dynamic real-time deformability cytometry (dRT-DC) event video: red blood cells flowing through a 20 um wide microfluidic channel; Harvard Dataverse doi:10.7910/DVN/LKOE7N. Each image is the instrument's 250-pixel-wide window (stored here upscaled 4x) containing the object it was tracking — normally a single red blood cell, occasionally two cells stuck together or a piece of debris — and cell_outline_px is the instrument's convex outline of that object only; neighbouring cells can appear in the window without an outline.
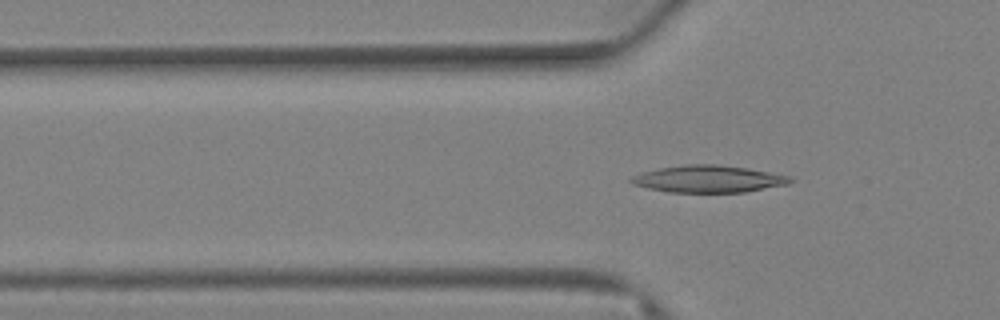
{"species": "Egyptian fruit bat (a non-hibernating species)", "species_latin": "Rousettus aegyptiacus", "temperature_condition": "warm", "stored_images_in_passage": 80, "camera_frame_rate_fps": 3000, "um_per_image_px": 0.085, "animal": {"sex": "female"}, "frame": {"image": 1, "passage_image": 27, "time_ms": 8.667, "image_size_px": [1000, 320], "cell_outline_px": [[792, 180], [788, 184], [744, 192], [668, 192], [648, 188], [632, 184], [628, 180], [632, 176], [640, 172], [660, 168], [684, 164], [720, 164], [748, 168], [792, 176]], "centroid_in_image_um": [60.19, 15.2], "position_along_channel_um": 65.6, "area_um2": 25.2}}
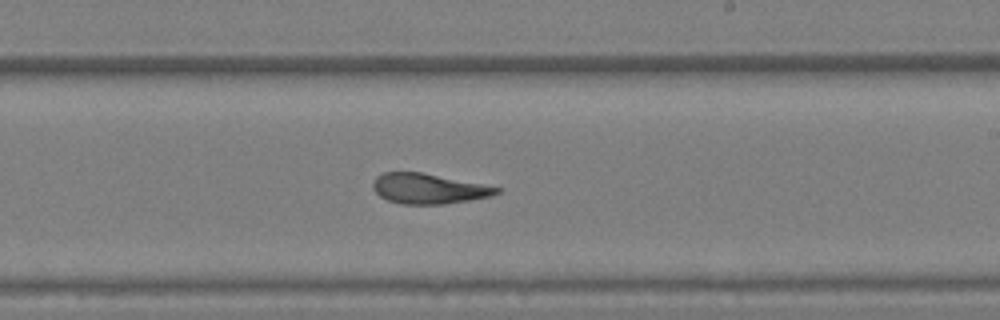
{"frame": {"image": 2, "passage_image": 49, "time_ms": 16.0, "image_size_px": [1000, 320], "cell_outline_px": [[500, 192], [492, 196], [444, 204], [400, 204], [388, 200], [380, 196], [372, 188], [372, 180], [376, 176], [384, 172], [424, 172], [500, 188]], "centroid_in_image_um": [36.38, 16.03], "position_along_channel_um": 252.6, "area_um2": 21.73}}
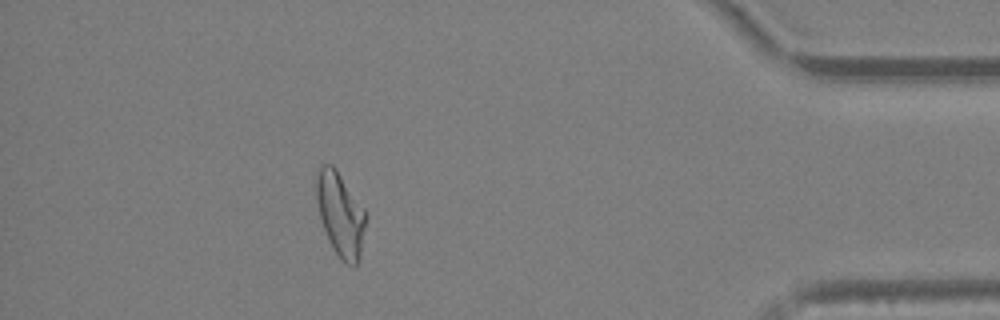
{"frame": {"image": 3, "passage_image": 72, "time_ms": 23.667, "image_size_px": [1000, 320], "cell_outline_px": [[364, 228], [360, 256], [356, 264], [348, 264], [336, 252], [328, 240], [320, 216], [316, 200], [316, 172], [324, 164], [332, 164], [336, 168], [364, 208]], "centroid_in_image_um": [28.9, 18.15], "position_along_channel_um": 406.3, "area_um2": 23.52}, "authors_computed_cell_mechanics": {"area_um2": 23.6402, "velocity_mm_per_s": 2.5947, "shape_relaxation_time_tau1_ms": null, "shape_relaxation_time_tau2_ms": 3.0556, "deformation_change_tau1": null, "deformation_change_tau2": 0.1114}}